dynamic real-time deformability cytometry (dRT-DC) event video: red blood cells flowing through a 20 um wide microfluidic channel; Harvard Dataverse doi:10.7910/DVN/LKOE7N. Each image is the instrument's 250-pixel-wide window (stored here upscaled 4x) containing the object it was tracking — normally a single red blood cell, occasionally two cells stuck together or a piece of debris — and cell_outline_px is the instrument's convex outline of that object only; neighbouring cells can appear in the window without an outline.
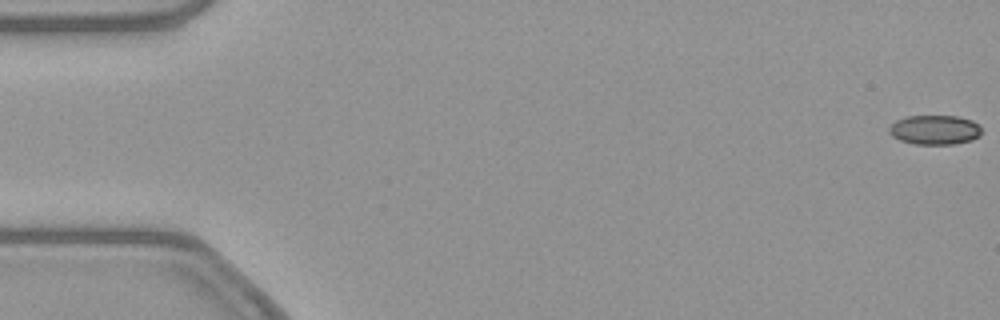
{"species": "common noctule bat (a hibernating species)", "species_latin": "Nyctalus noctula", "temperature_condition": "warm", "stored_images_in_passage": 53, "camera_frame_rate_fps": 3000, "um_per_image_px": 0.085, "animal": {"sex": "female", "body_mass_g": 21.9}, "frame": {"image": 1, "passage_image": 1, "time_ms": 0.0, "image_size_px": [1000, 320], "cell_outline_px": [[980, 136], [972, 140], [952, 144], [916, 144], [900, 140], [892, 136], [888, 132], [888, 128], [896, 120], [908, 116], [956, 116], [972, 120], [980, 124]], "centroid_in_image_um": [79.46, 11.03], "position_along_channel_um": 5.5, "area_um2": 15.9}}
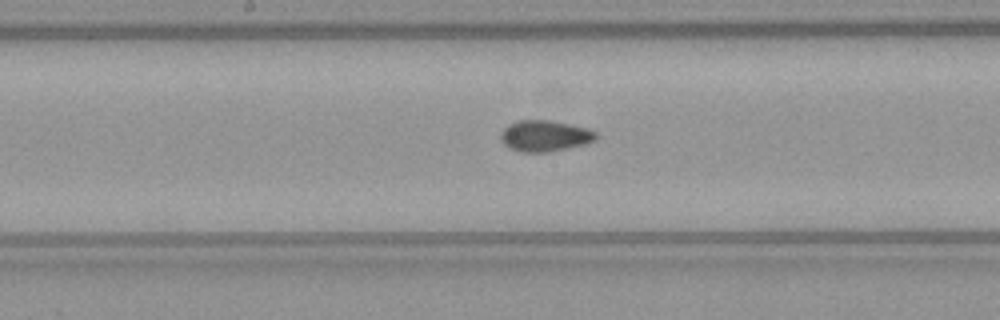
{"frame": {"image": 2, "passage_image": 28, "time_ms": 9.0, "image_size_px": [1000, 320], "cell_outline_px": [[600, 136], [596, 140], [584, 144], [548, 152], [524, 152], [512, 148], [504, 144], [500, 140], [500, 136], [504, 128], [508, 124], [520, 120], [548, 120], [588, 128], [596, 132]], "centroid_in_image_um": [46.33, 11.54], "position_along_channel_um": 201.9, "area_um2": 17.17}}
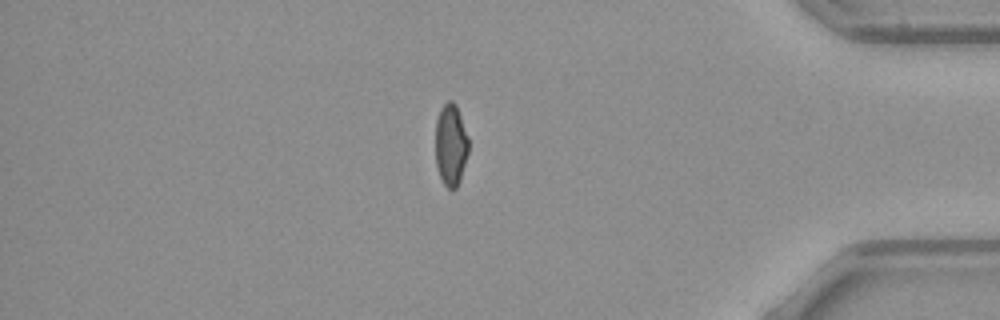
{"frame": {"image": 3, "passage_image": 46, "time_ms": 15.0, "image_size_px": [1000, 320], "cell_outline_px": [[468, 152], [460, 180], [456, 188], [448, 188], [444, 184], [440, 176], [436, 164], [436, 120], [440, 108], [448, 100], [452, 100], [456, 104], [468, 136]], "centroid_in_image_um": [38.32, 12.28], "position_along_channel_um": 396.9, "area_um2": 15.72}, "authors_computed_cell_mechanics": {"area_um2": 16.4152, "velocity_mm_per_s": 3.8635, "shape_relaxation_time_tau1_ms": null, "shape_relaxation_time_tau2_ms": 1.6162, "deformation_change_tau1": null, "deformation_change_tau2": 0.0616}}